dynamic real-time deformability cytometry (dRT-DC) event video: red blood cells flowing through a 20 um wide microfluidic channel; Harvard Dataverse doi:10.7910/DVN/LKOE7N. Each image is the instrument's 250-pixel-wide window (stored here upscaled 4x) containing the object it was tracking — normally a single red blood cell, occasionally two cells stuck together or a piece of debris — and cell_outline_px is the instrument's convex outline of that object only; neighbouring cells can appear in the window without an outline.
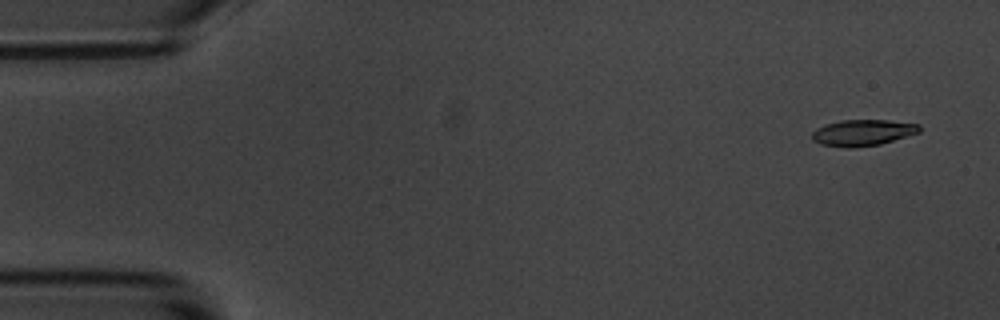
{"species": "common noctule bat (a hibernating species)", "species_latin": "Nyctalus noctula", "temperature_condition": "room temperature", "stored_images_in_passage": 3, "camera_frame_rate_fps": 3000, "um_per_image_px": 0.085, "animal": {"sex": "male", "body_mass_g": 20.1, "forearm_length_mm": 53.5}, "frame": {"image": 1, "passage_image": 1, "time_ms": 0.0, "image_size_px": [1000, 320], "cell_outline_px": [[920, 132], [880, 144], [848, 148], [820, 144], [812, 140], [812, 132], [816, 128], [840, 120], [888, 120], [920, 124]], "centroid_in_image_um": [73.32, 11.27], "position_along_channel_um": 11.7, "area_um2": 16.3}}